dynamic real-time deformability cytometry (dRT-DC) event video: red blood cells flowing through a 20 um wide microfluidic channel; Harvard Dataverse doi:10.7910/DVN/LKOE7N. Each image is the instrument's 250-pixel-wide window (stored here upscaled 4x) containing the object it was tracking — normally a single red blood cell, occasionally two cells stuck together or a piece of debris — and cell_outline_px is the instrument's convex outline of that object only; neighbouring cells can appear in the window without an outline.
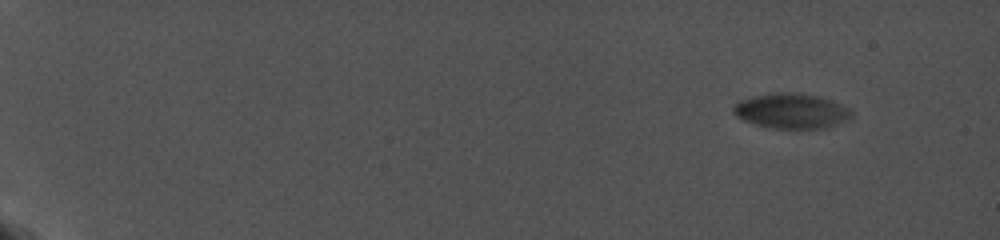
{"species": "common noctule bat (a hibernating species)", "species_latin": "Nyctalus noctula", "temperature_condition": "cold", "stored_images_in_passage": 38, "camera_frame_rate_fps": 5000, "um_per_image_px": 0.085, "animal": {"sex": "female", "body_mass_g": 19.0, "forearm_length_mm": 56.7}, "frame": {"image": 1, "passage_image": 1, "time_ms": 0.0, "image_size_px": [1000, 240], "cell_outline_px": [[852, 116], [848, 120], [828, 128], [772, 128], [756, 124], [744, 120], [736, 116], [732, 108], [740, 100], [752, 96], [780, 92], [816, 96], [852, 108]], "centroid_in_image_um": [67.29, 9.45], "position_along_channel_um": 17.7, "area_um2": 23.81}}
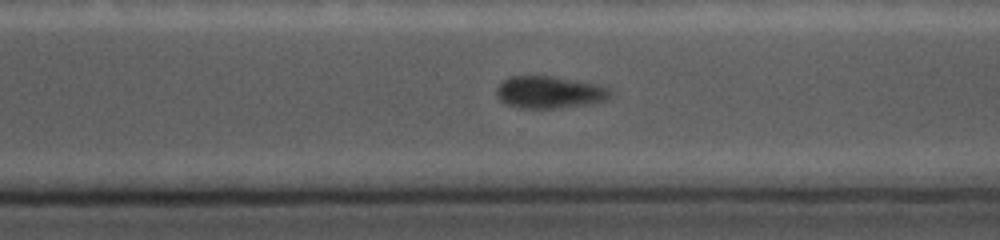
{"frame": {"image": 2, "passage_image": 35, "time_ms": 13.4, "image_size_px": [1000, 240], "cell_outline_px": [[612, 92], [604, 100], [588, 104], [548, 108], [524, 108], [508, 104], [496, 96], [496, 88], [508, 76], [552, 76], [600, 84], [608, 88]], "centroid_in_image_um": [46.69, 7.82], "position_along_channel_um": 323.9, "area_um2": 21.04}}
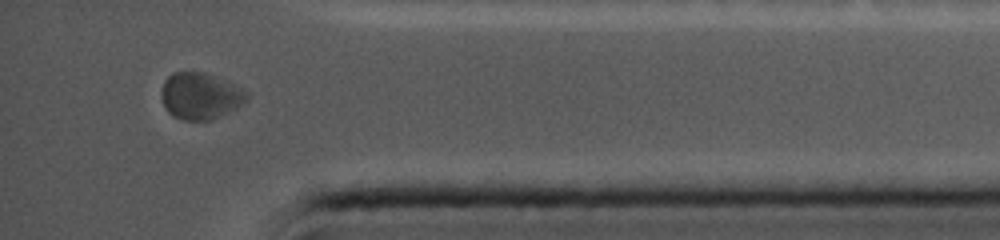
{"frame": {"image": 3, "passage_image": 38, "time_ms": 16.0, "image_size_px": [1000, 240], "cell_outline_px": [[248, 96], [244, 104], [220, 116], [208, 120], [184, 120], [168, 112], [160, 96], [160, 92], [164, 80], [172, 72], [204, 72], [224, 80], [232, 84], [244, 92]], "centroid_in_image_um": [16.98, 8.15], "position_along_channel_um": 418.2, "area_um2": 22.83}}